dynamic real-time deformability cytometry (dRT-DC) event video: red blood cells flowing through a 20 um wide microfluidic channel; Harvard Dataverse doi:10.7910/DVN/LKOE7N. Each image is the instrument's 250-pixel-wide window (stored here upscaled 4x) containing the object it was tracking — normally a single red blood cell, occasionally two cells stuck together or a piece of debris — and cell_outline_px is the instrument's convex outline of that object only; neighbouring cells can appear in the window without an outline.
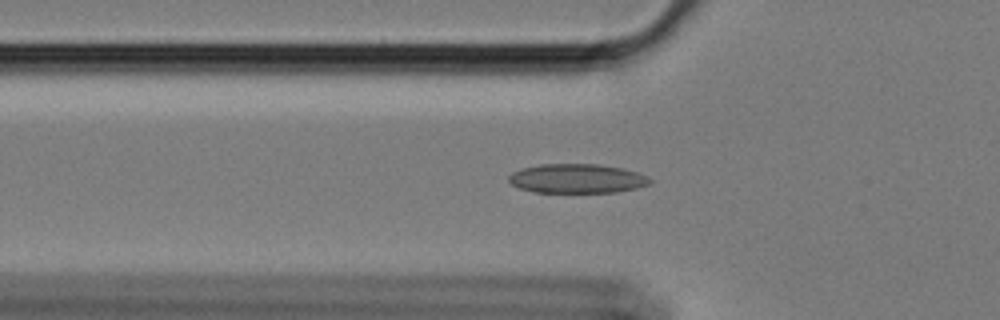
{"species": "Egyptian fruit bat (a non-hibernating species)", "species_latin": "Rousettus aegyptiacus", "temperature_condition": "cold", "stored_images_in_passage": 42, "camera_frame_rate_fps": 3000, "um_per_image_px": 0.085, "animal": {"sex": "female"}, "frame": {"image": 1, "passage_image": 13, "time_ms": 4.0, "image_size_px": [1000, 320], "cell_outline_px": [[652, 180], [648, 184], [636, 188], [616, 192], [532, 192], [520, 188], [512, 184], [508, 180], [508, 176], [512, 172], [520, 168], [540, 164], [600, 164], [624, 168], [640, 172], [648, 176]], "centroid_in_image_um": [49.05, 15.16], "position_along_channel_um": 76.8, "area_um2": 24.28}}
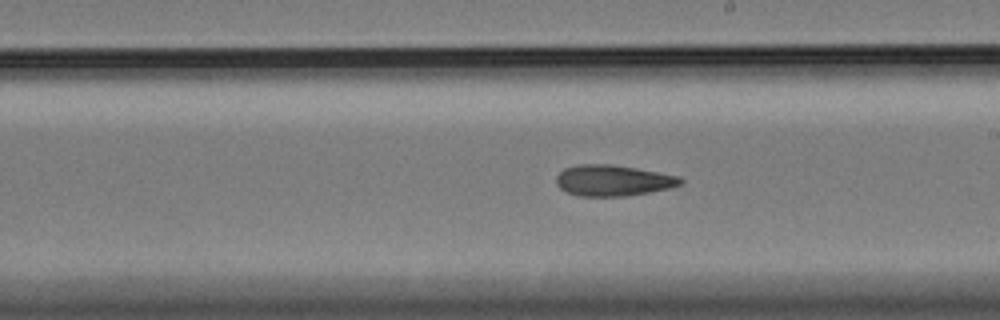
{"frame": {"image": 2, "passage_image": 27, "time_ms": 8.667, "image_size_px": [1000, 320], "cell_outline_px": [[684, 184], [672, 188], [628, 196], [576, 196], [560, 188], [556, 184], [556, 176], [564, 168], [580, 164], [612, 164], [636, 168], [680, 176], [684, 180]], "centroid_in_image_um": [52.14, 15.34], "position_along_channel_um": 236.9, "area_um2": 22.72}}
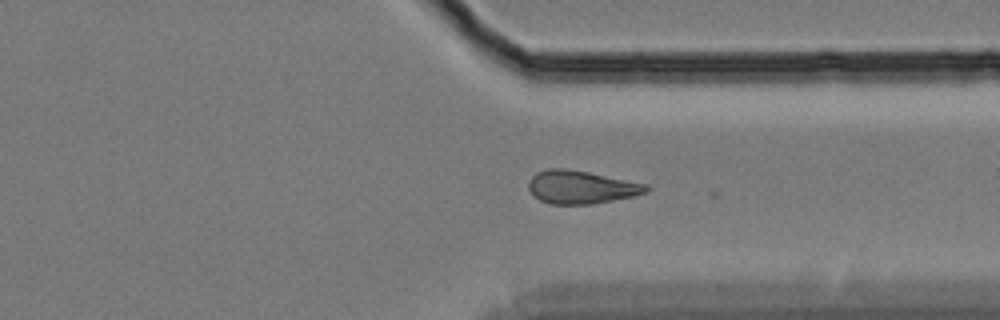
{"frame": {"image": 3, "passage_image": 38, "time_ms": 12.333, "image_size_px": [1000, 320], "cell_outline_px": [[652, 188], [648, 192], [632, 196], [592, 204], [548, 204], [540, 200], [528, 188], [528, 180], [536, 172], [548, 168], [564, 168], [588, 172], [648, 184]], "centroid_in_image_um": [49.4, 15.9], "position_along_channel_um": 362.0, "area_um2": 22.72}, "authors_computed_cell_mechanics": {"area_um2": 22.5998, "velocity_mm_per_s": 3.4107, "shape_relaxation_time_tau1_ms": null, "shape_relaxation_time_tau2_ms": 10.2237, "deformation_change_tau1": null, "deformation_change_tau2": 0.1796}}